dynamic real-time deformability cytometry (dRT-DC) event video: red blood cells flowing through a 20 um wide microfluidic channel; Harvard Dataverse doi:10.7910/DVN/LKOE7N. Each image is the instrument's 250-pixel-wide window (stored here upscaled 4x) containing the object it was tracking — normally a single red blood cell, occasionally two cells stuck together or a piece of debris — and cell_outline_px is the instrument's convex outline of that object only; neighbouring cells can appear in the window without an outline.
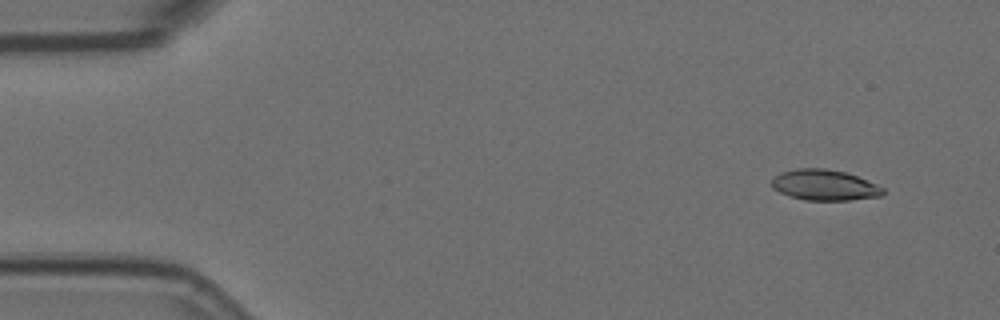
{"species": "Egyptian fruit bat (a non-hibernating species)", "species_latin": "Rousettus aegyptiacus", "temperature_condition": "room temperature", "stored_images_in_passage": 14, "camera_frame_rate_fps": 3000, "um_per_image_px": 0.085, "animal": {"sex": "female"}, "frame": {"image": 1, "passage_image": 1, "time_ms": 0.0, "image_size_px": [1000, 320], "cell_outline_px": [[884, 192], [880, 196], [852, 200], [804, 200], [788, 196], [772, 188], [772, 176], [780, 172], [796, 168], [824, 168], [844, 172], [856, 176], [876, 184], [884, 188]], "centroid_in_image_um": [70.03, 15.73], "position_along_channel_um": 15.0, "area_um2": 20.0}}
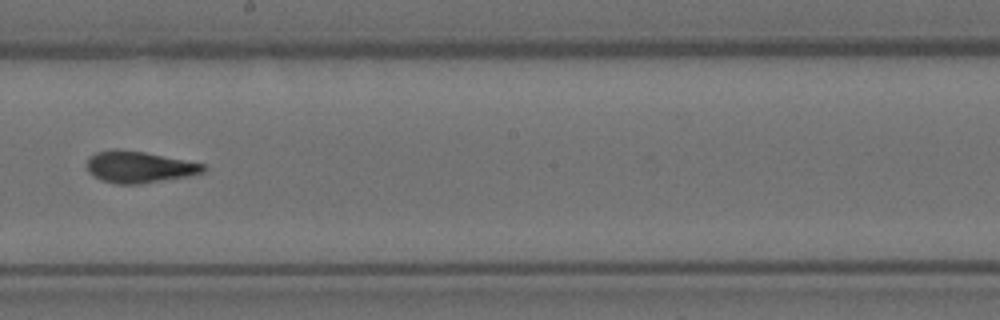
{"frame": {"image": 2, "passage_image": 8, "time_ms": 2.333, "image_size_px": [1000, 320], "cell_outline_px": [[208, 168], [204, 172], [188, 176], [140, 184], [116, 184], [100, 180], [88, 172], [88, 156], [96, 152], [116, 148], [144, 152], [204, 164]], "centroid_in_image_um": [11.8, 14.19], "position_along_channel_um": 236.4, "area_um2": 21.44}}
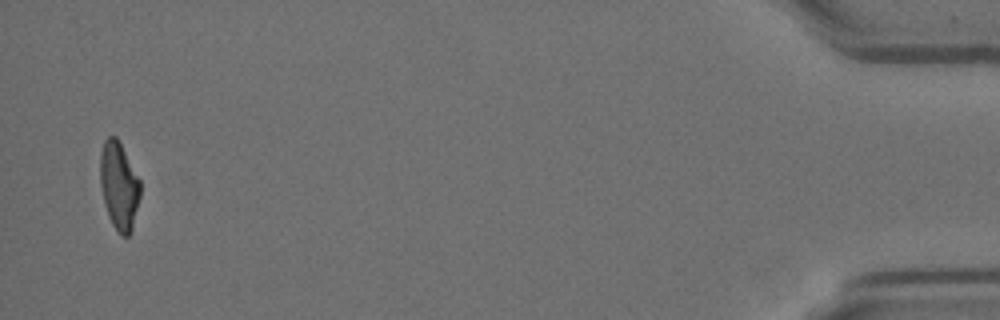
{"frame": {"image": 3, "passage_image": 14, "time_ms": 4.333, "image_size_px": [1000, 320], "cell_outline_px": [[140, 196], [132, 232], [128, 236], [120, 236], [112, 224], [108, 216], [100, 184], [100, 152], [104, 140], [108, 136], [116, 136], [140, 180]], "centroid_in_image_um": [10.11, 15.82], "position_along_channel_um": 425.1, "area_um2": 20.52}}